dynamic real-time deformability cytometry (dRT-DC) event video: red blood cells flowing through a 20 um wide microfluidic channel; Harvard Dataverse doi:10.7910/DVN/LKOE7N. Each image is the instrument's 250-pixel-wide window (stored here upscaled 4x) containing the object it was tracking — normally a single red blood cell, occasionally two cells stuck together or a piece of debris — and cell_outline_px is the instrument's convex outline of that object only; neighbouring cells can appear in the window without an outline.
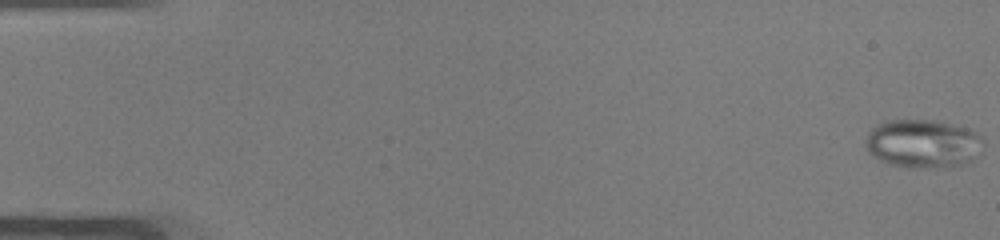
{"species": "common noctule bat (a hibernating species)", "species_latin": "Nyctalus noctula", "temperature_condition": "warm", "stored_images_in_passage": 50, "camera_frame_rate_fps": 3000, "um_per_image_px": 0.085, "animal": {"sex": "male", "body_mass_g": 19.0, "forearm_length_mm": 50.8}, "frame": {"image": 1, "passage_image": 1, "time_ms": 0.0, "image_size_px": [1000, 240], "cell_outline_px": [[984, 144], [976, 156], [972, 160], [960, 164], [944, 168], [908, 168], [888, 164], [880, 160], [868, 152], [868, 132], [876, 124], [888, 120], [936, 120], [968, 128], [976, 132], [984, 140]], "centroid_in_image_um": [78.47, 12.21], "position_along_channel_um": 6.5, "area_um2": 33.41}}
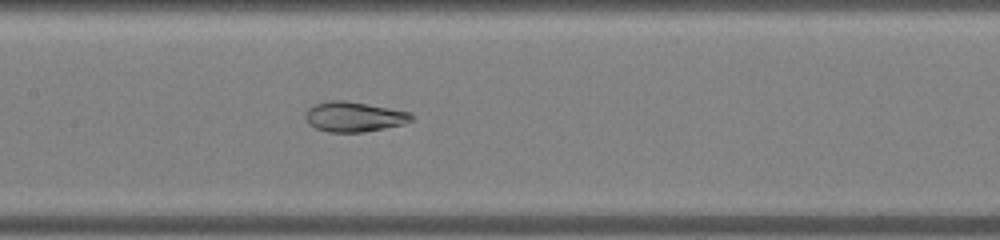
{"frame": {"image": 2, "passage_image": 25, "time_ms": 8.0, "image_size_px": [1000, 240], "cell_outline_px": [[416, 116], [412, 120], [404, 124], [364, 132], [328, 132], [316, 128], [308, 124], [304, 116], [308, 108], [312, 104], [332, 100], [344, 100], [412, 112]], "centroid_in_image_um": [30.09, 9.92], "position_along_channel_um": 177.3, "area_um2": 18.73}}
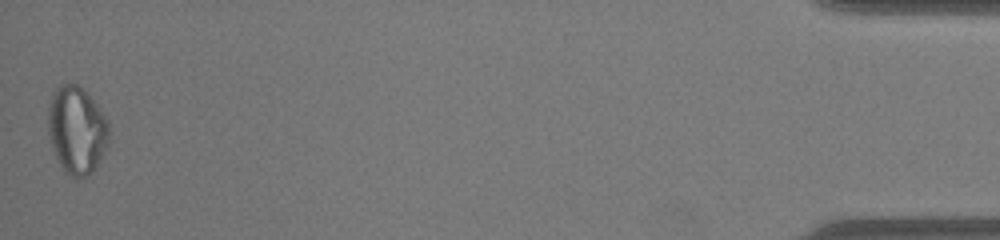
{"frame": {"image": 3, "passage_image": 50, "time_ms": 16.333, "image_size_px": [1000, 240], "cell_outline_px": [[108, 144], [96, 168], [88, 176], [72, 176], [64, 172], [52, 148], [48, 132], [48, 104], [52, 92], [60, 84], [76, 84], [88, 92], [108, 120]], "centroid_in_image_um": [6.51, 11.03], "position_along_channel_um": 428.7, "area_um2": 31.21}, "authors_computed_cell_mechanics": {"area_um2": 25.6054, "velocity_mm_per_s": 4.0725, "shape_relaxation_time_tau1_ms": null, "shape_relaxation_time_tau2_ms": 0.4744, "deformation_change_tau1": null, "deformation_change_tau2": 0.063}}